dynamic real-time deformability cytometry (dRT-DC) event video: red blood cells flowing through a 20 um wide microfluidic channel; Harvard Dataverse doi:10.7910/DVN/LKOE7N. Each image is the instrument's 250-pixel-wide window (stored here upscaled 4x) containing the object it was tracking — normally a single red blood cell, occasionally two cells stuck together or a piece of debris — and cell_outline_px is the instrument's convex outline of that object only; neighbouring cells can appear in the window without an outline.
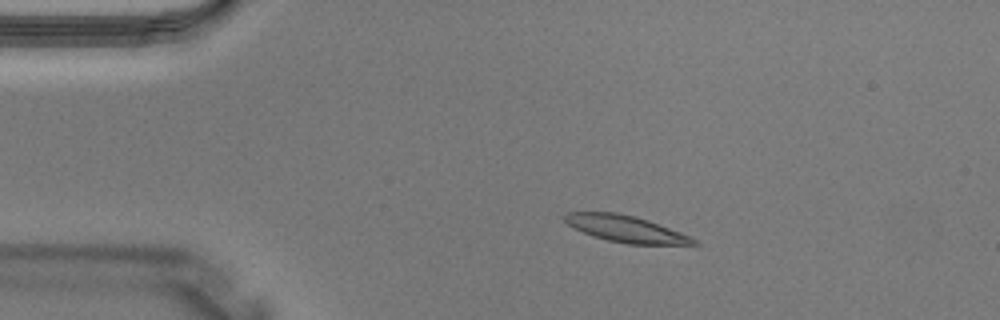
{"species": "Egyptian fruit bat (a non-hibernating species)", "species_latin": "Rousettus aegyptiacus", "temperature_condition": "warm", "stored_images_in_passage": 2, "camera_frame_rate_fps": 3000, "um_per_image_px": 0.085, "animal": {"sex": "male"}, "frame": {"image": 1, "passage_image": 1, "time_ms": 0.0, "image_size_px": [1000, 320], "cell_outline_px": [[700, 244], [628, 244], [608, 240], [592, 236], [568, 224], [564, 220], [564, 212], [616, 212], [648, 220], [680, 232], [696, 240]], "centroid_in_image_um": [53.16, 19.44], "position_along_channel_um": 31.8, "area_um2": 19.59}}